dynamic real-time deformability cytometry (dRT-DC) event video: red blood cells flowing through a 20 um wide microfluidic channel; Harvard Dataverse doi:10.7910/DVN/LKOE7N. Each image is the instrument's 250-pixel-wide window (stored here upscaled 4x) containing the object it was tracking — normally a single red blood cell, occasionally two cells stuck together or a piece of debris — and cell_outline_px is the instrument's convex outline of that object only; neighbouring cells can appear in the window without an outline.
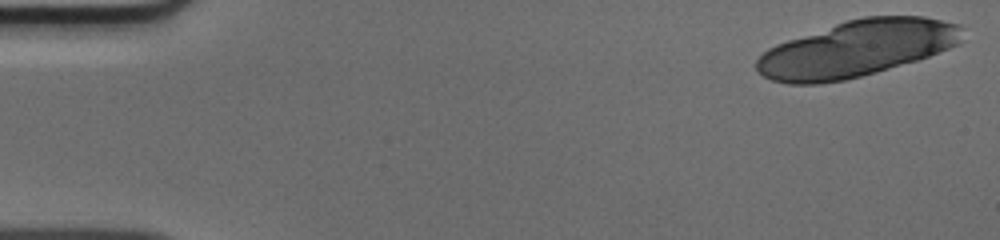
{"species": "human", "species_latin": "Homo sapiens", "temperature_condition": "cold", "stored_images_in_passage": 15, "camera_frame_rate_fps": 3000, "um_per_image_px": 0.085, "donor": {"sex": "male"}, "frame": {"image": 1, "passage_image": 1, "time_ms": 0.0, "image_size_px": [1000, 240], "cell_outline_px": [[960, 40], [956, 44], [948, 48], [928, 56], [916, 60], [860, 76], [844, 80], [820, 84], [788, 84], [772, 80], [764, 76], [756, 68], [756, 60], [768, 48], [776, 44], [848, 20], [864, 16], [924, 16], [960, 24]], "centroid_in_image_um": [72.79, 4.14], "position_along_channel_um": 12.2, "area_um2": 66.53}}
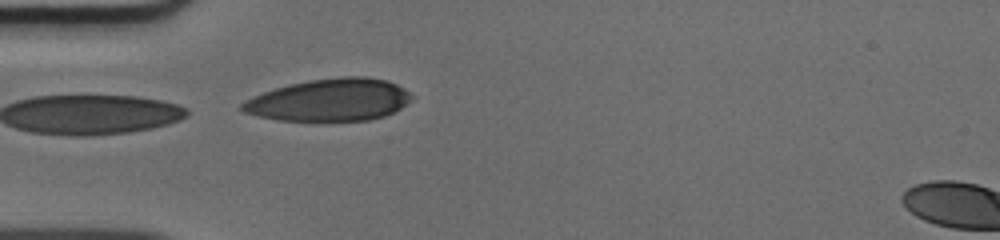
{"frame": {"image": 2, "passage_image": 15, "time_ms": 4.667, "image_size_px": [1000, 240], "cell_outline_px": [[416, 96], [412, 100], [400, 108], [384, 116], [368, 120], [280, 120], [256, 116], [244, 112], [240, 108], [240, 104], [264, 92], [288, 84], [308, 80], [344, 76], [368, 76], [388, 80], [404, 88]], "centroid_in_image_um": [28.07, 8.48], "position_along_channel_um": 56.9, "area_um2": 41.73}}